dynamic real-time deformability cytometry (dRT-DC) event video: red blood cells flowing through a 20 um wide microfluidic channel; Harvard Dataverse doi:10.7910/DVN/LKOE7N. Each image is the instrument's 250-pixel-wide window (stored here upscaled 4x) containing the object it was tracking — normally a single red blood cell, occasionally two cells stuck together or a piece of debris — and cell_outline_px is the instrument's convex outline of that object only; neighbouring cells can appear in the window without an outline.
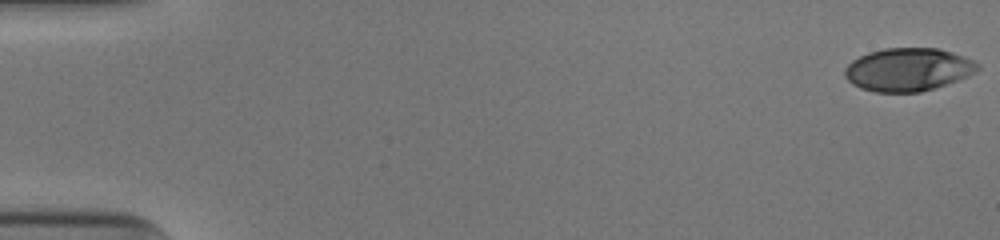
{"species": "human", "species_latin": "Homo sapiens", "temperature_condition": "cold", "stored_images_in_passage": 52, "camera_frame_rate_fps": 3000, "um_per_image_px": 0.085, "donor": {"sex": "male"}, "frame": {"image": 1, "passage_image": 1, "time_ms": 0.0, "image_size_px": [1000, 240], "cell_outline_px": [[980, 68], [976, 72], [956, 80], [920, 92], [876, 92], [860, 88], [852, 84], [844, 76], [844, 68], [852, 60], [868, 52], [884, 48], [936, 48], [952, 52], [972, 60], [980, 64]], "centroid_in_image_um": [77.15, 5.9], "position_along_channel_um": 7.9, "area_um2": 33.18}}
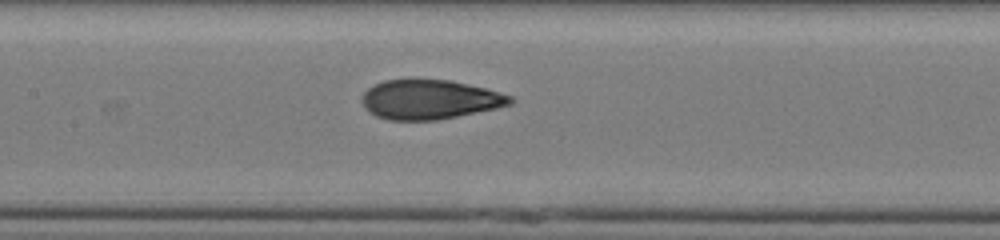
{"frame": {"image": 2, "passage_image": 26, "time_ms": 8.333, "image_size_px": [1000, 240], "cell_outline_px": [[516, 100], [512, 104], [496, 108], [436, 120], [388, 120], [376, 116], [364, 104], [364, 92], [368, 88], [384, 80], [452, 80], [484, 88], [512, 96]], "centroid_in_image_um": [36.57, 8.46], "position_along_channel_um": 170.8, "area_um2": 33.52}}
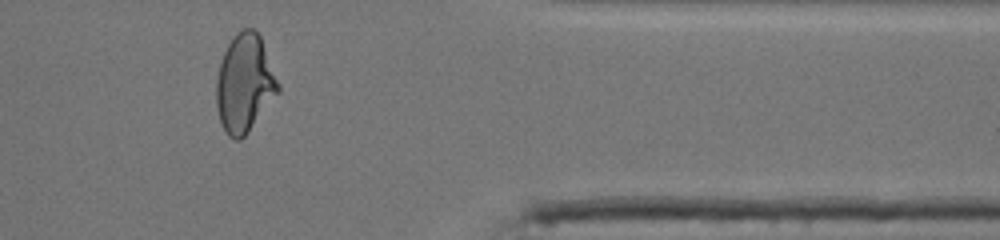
{"frame": {"image": 3, "passage_image": 44, "time_ms": 14.333, "image_size_px": [1000, 240], "cell_outline_px": [[280, 92], [248, 132], [240, 140], [236, 140], [228, 136], [220, 120], [216, 104], [216, 80], [220, 64], [224, 52], [228, 44], [236, 32], [244, 28], [252, 28], [260, 36], [280, 84]], "centroid_in_image_um": [20.8, 7.09], "position_along_channel_um": 390.6, "area_um2": 35.2}, "authors_computed_cell_mechanics": {"area_um2": 34.2176, "velocity_mm_per_s": 3.9515, "shape_relaxation_time_tau1_ms": 6.72, "shape_relaxation_time_tau2_ms": 0.9662, "deformation_change_tau1": 0.2386, "deformation_change_tau2": 0.0753}}